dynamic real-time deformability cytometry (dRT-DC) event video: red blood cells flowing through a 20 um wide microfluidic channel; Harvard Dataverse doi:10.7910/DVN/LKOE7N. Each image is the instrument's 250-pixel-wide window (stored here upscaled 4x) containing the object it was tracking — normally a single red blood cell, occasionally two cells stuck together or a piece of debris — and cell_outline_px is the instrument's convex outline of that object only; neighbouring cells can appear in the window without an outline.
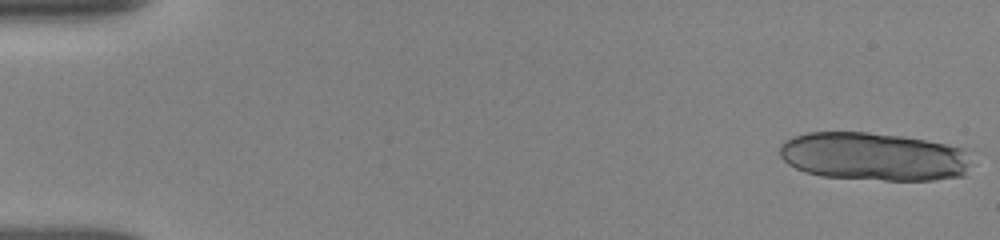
{"species": "human", "species_latin": "Homo sapiens", "temperature_condition": "room temperature", "stored_images_in_passage": 11, "camera_frame_rate_fps": 3000, "um_per_image_px": 0.085, "donor": {"sex": "female"}, "frame": {"image": 1, "passage_image": 1, "time_ms": 0.0, "image_size_px": [1000, 240], "cell_outline_px": [[964, 176], [932, 180], [884, 180], [820, 176], [804, 172], [788, 164], [780, 156], [780, 144], [784, 140], [792, 136], [808, 132], [868, 132], [900, 136], [924, 140], [964, 148]], "centroid_in_image_um": [74.13, 13.3], "position_along_channel_um": 10.9, "area_um2": 53.35}}
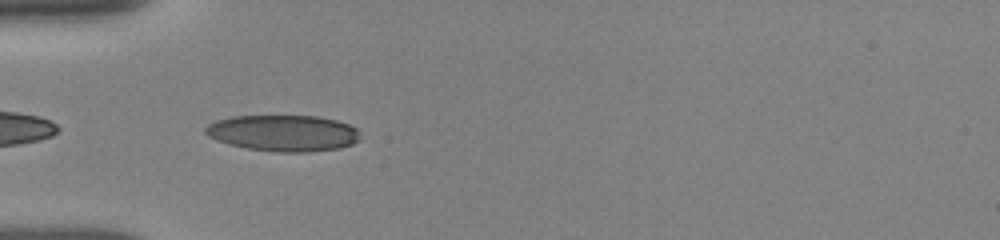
{"frame": {"image": 2, "passage_image": 8, "time_ms": 5.333, "image_size_px": [1000, 240], "cell_outline_px": [[360, 140], [352, 144], [340, 148], [308, 152], [280, 152], [248, 148], [232, 144], [208, 136], [204, 132], [204, 128], [208, 124], [216, 120], [232, 116], [316, 116], [336, 120], [348, 124], [356, 128]], "centroid_in_image_um": [24.1, 11.3], "position_along_channel_um": 60.9, "area_um2": 32.48}}
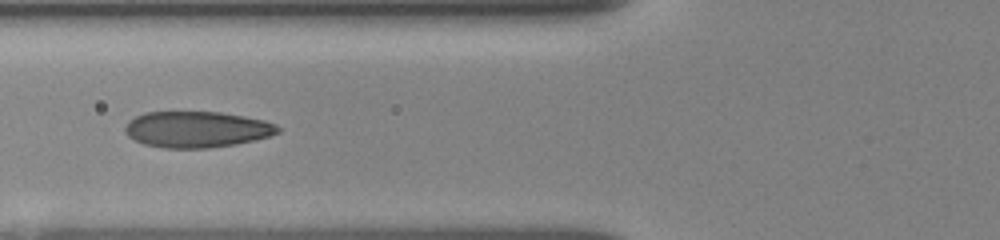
{"frame": {"image": 3, "passage_image": 10, "time_ms": 6.667, "image_size_px": [1000, 240], "cell_outline_px": [[280, 132], [268, 136], [236, 144], [208, 148], [164, 148], [144, 144], [128, 136], [124, 132], [124, 128], [128, 120], [144, 112], [220, 112], [244, 116], [264, 120], [276, 124], [280, 128]], "centroid_in_image_um": [16.7, 10.99], "position_along_channel_um": 109.1, "area_um2": 32.19}}